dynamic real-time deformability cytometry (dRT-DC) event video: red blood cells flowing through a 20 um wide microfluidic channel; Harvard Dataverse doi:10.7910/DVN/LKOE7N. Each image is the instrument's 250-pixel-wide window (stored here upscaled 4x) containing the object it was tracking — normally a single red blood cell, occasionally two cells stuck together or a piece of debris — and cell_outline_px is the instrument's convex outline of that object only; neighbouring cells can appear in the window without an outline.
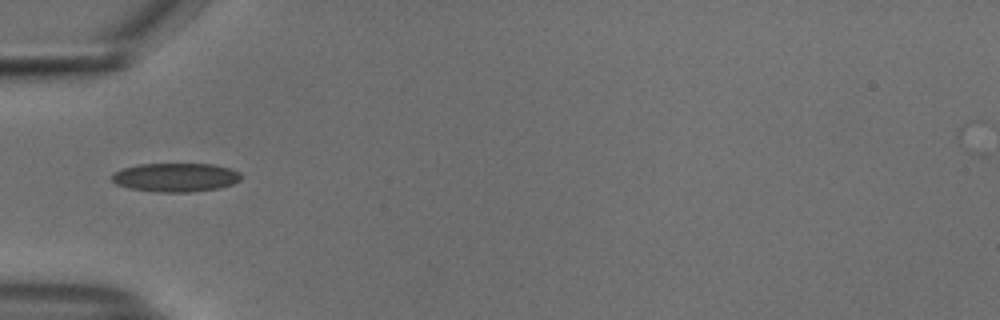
{"species": "common noctule bat (a hibernating species)", "species_latin": "Nyctalus noctula", "temperature_condition": "cold", "stored_images_in_passage": 30, "camera_frame_rate_fps": 3000, "um_per_image_px": 0.085, "animal": {"sex": "male", "body_mass_g": 18.8}, "frame": {"image": 1, "passage_image": 1, "time_ms": 0.0, "image_size_px": [1000, 320], "cell_outline_px": [[244, 176], [240, 180], [232, 184], [220, 188], [188, 192], [160, 192], [132, 188], [116, 184], [112, 180], [112, 176], [116, 172], [124, 168], [140, 164], [212, 164], [228, 168], [240, 172]], "centroid_in_image_um": [14.99, 15.07], "position_along_channel_um": 70.0, "area_um2": 21.44}}
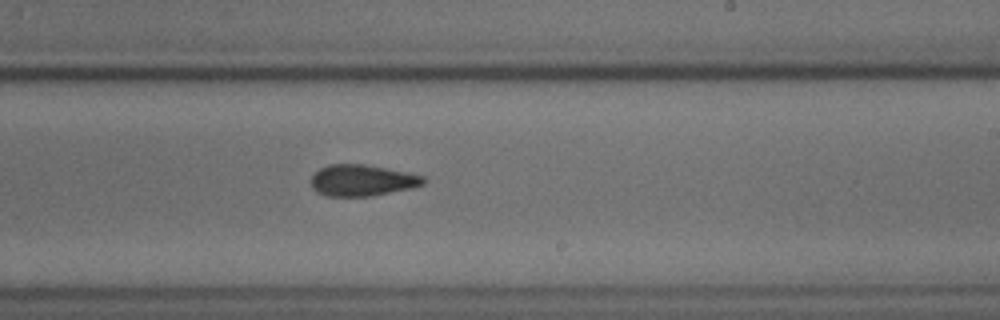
{"frame": {"image": 2, "passage_image": 16, "time_ms": 5.0, "image_size_px": [1000, 320], "cell_outline_px": [[428, 180], [424, 184], [412, 188], [372, 196], [328, 196], [316, 192], [312, 188], [312, 176], [320, 168], [328, 164], [364, 164], [408, 172], [424, 176]], "centroid_in_image_um": [30.81, 15.33], "position_along_channel_um": 258.2, "area_um2": 20.63}}
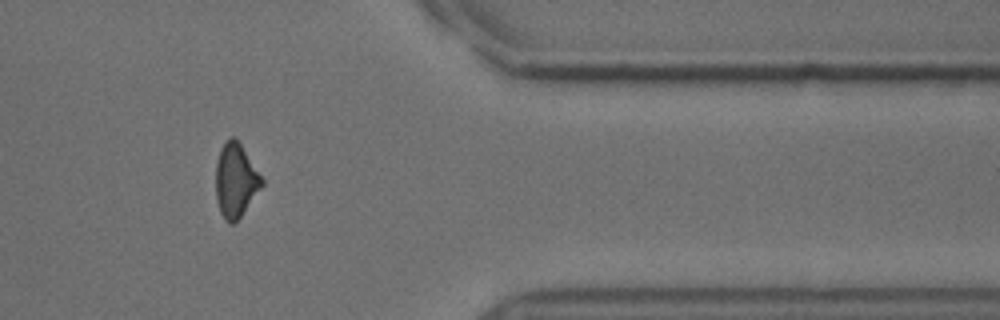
{"frame": {"image": 3, "passage_image": 28, "time_ms": 9.0, "image_size_px": [1000, 320], "cell_outline_px": [[264, 184], [240, 216], [232, 224], [228, 224], [224, 220], [220, 212], [216, 200], [216, 164], [220, 148], [228, 136], [232, 136], [240, 144], [264, 180]], "centroid_in_image_um": [20.01, 15.34], "position_along_channel_um": 391.4, "area_um2": 19.65}, "authors_computed_cell_mechanics": {"area_um2": 20.8658, "velocity_mm_per_s": 3.7579, "shape_relaxation_time_tau1_ms": 10.2154, "shape_relaxation_time_tau2_ms": 3.4957, "deformation_change_tau1": 0.1709, "deformation_change_tau2": 0.0966}}